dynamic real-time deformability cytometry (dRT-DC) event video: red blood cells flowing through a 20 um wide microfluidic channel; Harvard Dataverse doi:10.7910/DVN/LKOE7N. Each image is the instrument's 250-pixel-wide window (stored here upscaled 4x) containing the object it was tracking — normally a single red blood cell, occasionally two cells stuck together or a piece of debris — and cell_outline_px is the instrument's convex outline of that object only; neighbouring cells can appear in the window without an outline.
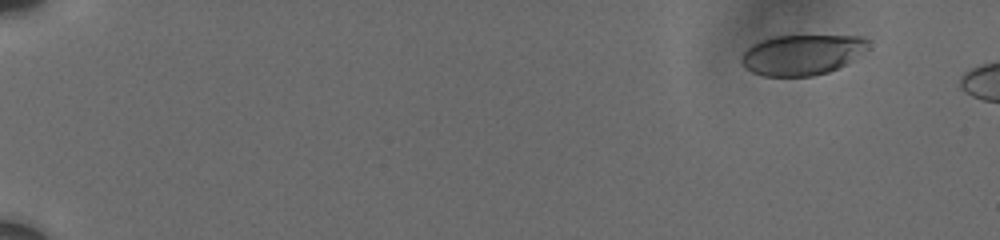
{"species": "human", "species_latin": "Homo sapiens", "temperature_condition": "cold", "stored_images_in_passage": 5, "camera_frame_rate_fps": 3000, "um_per_image_px": 0.085, "donor": {"sex": "male"}, "frame": {"image": 1, "passage_image": 2, "time_ms": 1.0, "image_size_px": [1000, 240], "cell_outline_px": [[868, 48], [844, 64], [828, 72], [812, 76], [764, 76], [752, 72], [740, 60], [740, 56], [752, 44], [776, 36], [864, 36], [868, 40]], "centroid_in_image_um": [68.16, 4.65], "position_along_channel_um": 16.8, "area_um2": 29.36}}